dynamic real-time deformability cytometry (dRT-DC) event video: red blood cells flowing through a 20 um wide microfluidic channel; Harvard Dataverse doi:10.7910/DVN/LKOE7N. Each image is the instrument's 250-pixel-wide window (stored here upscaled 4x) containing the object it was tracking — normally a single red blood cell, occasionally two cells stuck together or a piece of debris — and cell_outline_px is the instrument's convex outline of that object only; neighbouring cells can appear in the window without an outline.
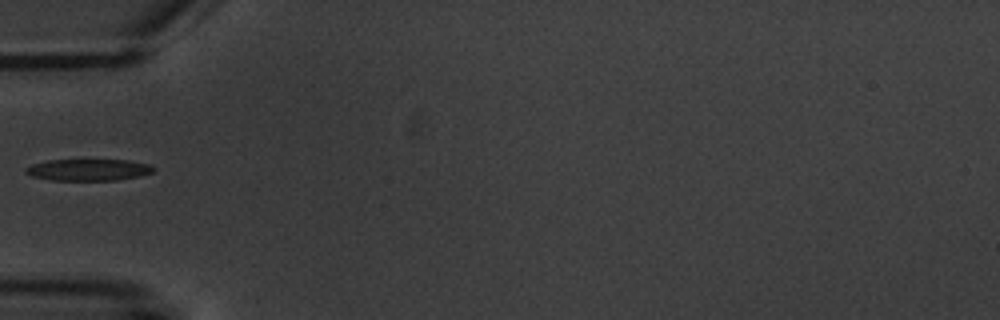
{"species": "common noctule bat (a hibernating species)", "species_latin": "Nyctalus noctula", "temperature_condition": "warm", "stored_images_in_passage": 2, "camera_frame_rate_fps": 3000, "um_per_image_px": 0.085, "animal": {"sex": "male", "body_mass_g": 20.1, "forearm_length_mm": 53.5}, "frame": {"image": 1, "passage_image": 1, "time_ms": 0.0, "image_size_px": [1000, 320], "cell_outline_px": [[156, 168], [152, 172], [140, 176], [116, 180], [52, 180], [32, 176], [24, 172], [24, 168], [32, 164], [48, 160], [128, 160], [148, 164]], "centroid_in_image_um": [7.5, 14.43], "position_along_channel_um": 77.5, "area_um2": 16.07}}